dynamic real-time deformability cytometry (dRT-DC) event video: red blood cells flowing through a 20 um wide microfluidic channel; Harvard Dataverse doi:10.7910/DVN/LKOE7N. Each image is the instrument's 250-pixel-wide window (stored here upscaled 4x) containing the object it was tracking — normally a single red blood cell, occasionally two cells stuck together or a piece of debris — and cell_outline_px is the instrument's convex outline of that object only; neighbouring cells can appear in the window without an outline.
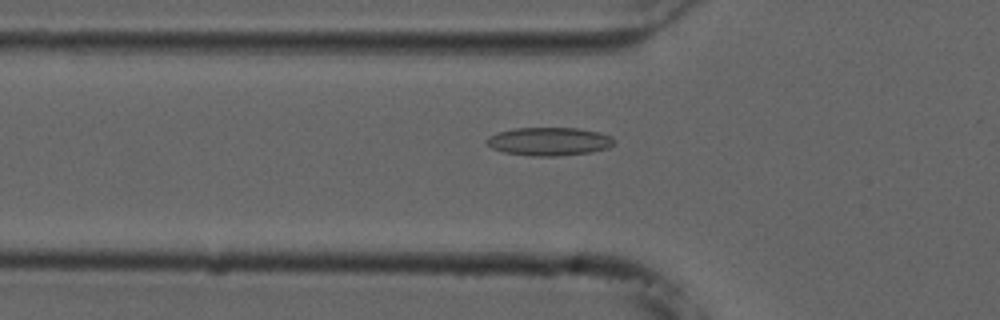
{"species": "common noctule bat (a hibernating species)", "species_latin": "Nyctalus noctula", "temperature_condition": "cold", "stored_images_in_passage": 11, "camera_frame_rate_fps": 3000, "um_per_image_px": 0.085, "animal": {"sex": "male", "forearm_length_mm": 52.5}, "frame": {"image": 1, "passage_image": 5, "time_ms": 1.333, "image_size_px": [1000, 320], "cell_outline_px": [[616, 140], [608, 148], [592, 152], [556, 156], [532, 156], [504, 152], [492, 148], [484, 140], [488, 136], [496, 132], [516, 128], [580, 128], [600, 132], [612, 136]], "centroid_in_image_um": [46.68, 12.01], "position_along_channel_um": 79.1, "area_um2": 21.15}}
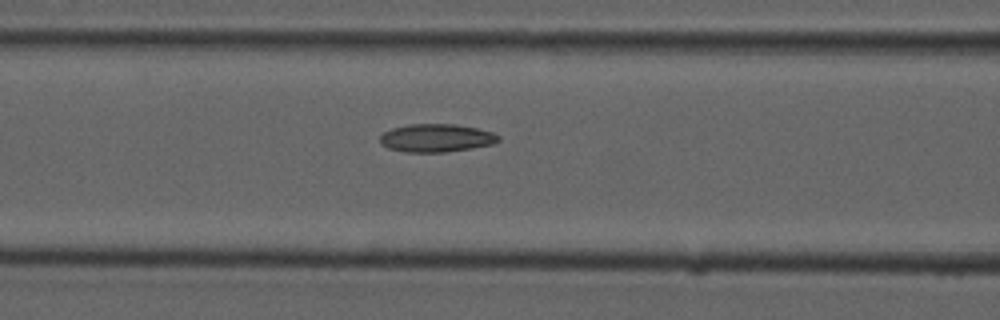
{"frame": {"image": 2, "passage_image": 9, "time_ms": 2.667, "image_size_px": [1000, 320], "cell_outline_px": [[500, 140], [492, 144], [472, 148], [444, 152], [404, 152], [388, 148], [380, 140], [380, 136], [384, 132], [392, 128], [408, 124], [456, 124], [476, 128], [492, 132], [500, 136]], "centroid_in_image_um": [37.09, 11.72], "position_along_channel_um": 129.5, "area_um2": 19.31}}